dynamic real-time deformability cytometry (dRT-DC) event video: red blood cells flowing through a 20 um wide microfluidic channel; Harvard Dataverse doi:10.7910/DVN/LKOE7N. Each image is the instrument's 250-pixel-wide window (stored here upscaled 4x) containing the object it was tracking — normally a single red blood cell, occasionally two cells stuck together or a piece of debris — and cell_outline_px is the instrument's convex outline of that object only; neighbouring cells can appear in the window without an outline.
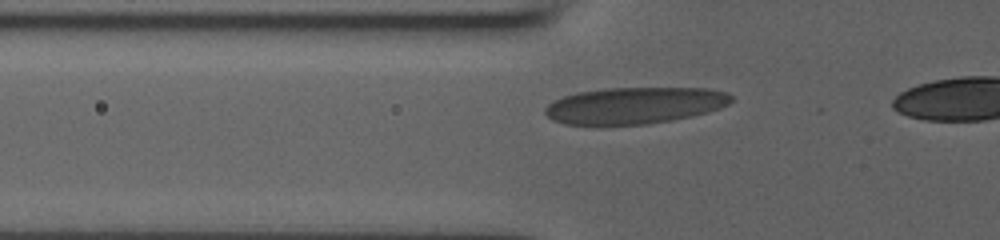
{"species": "human", "species_latin": "Homo sapiens", "temperature_condition": "room temperature", "stored_images_in_passage": 33, "camera_frame_rate_fps": 3000, "um_per_image_px": 0.085, "donor": {"sex": "male"}, "frame": {"image": 1, "passage_image": 7, "time_ms": 2.0, "image_size_px": [1000, 240], "cell_outline_px": [[732, 100], [728, 104], [720, 108], [708, 112], [672, 120], [648, 124], [564, 124], [552, 120], [544, 112], [544, 108], [552, 100], [576, 92], [604, 88], [708, 88], [728, 92], [732, 96]], "centroid_in_image_um": [53.94, 8.95], "position_along_channel_um": 71.9, "area_um2": 39.77}}
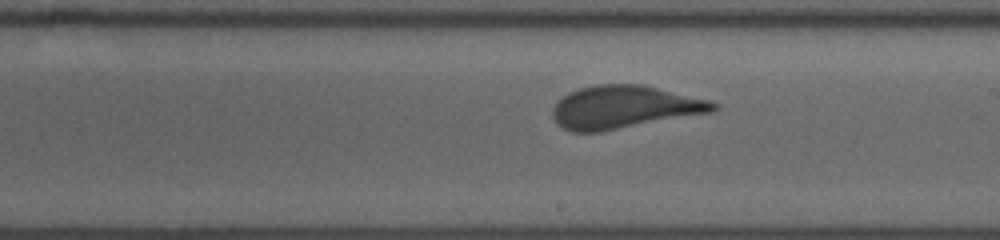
{"frame": {"image": 2, "passage_image": 19, "time_ms": 6.0, "image_size_px": [1000, 240], "cell_outline_px": [[720, 108], [716, 112], [600, 132], [572, 132], [556, 124], [552, 116], [552, 108], [556, 100], [568, 92], [580, 88], [596, 84], [644, 84], [708, 100], [720, 104]], "centroid_in_image_um": [53.07, 9.11], "position_along_channel_um": 235.9, "area_um2": 40.81}}
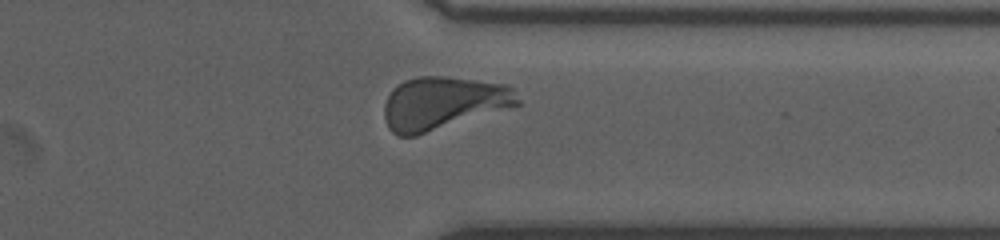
{"frame": {"image": 3, "passage_image": 29, "time_ms": 9.333, "image_size_px": [1000, 240], "cell_outline_px": [[520, 104], [516, 108], [416, 136], [396, 136], [388, 128], [384, 116], [384, 104], [392, 88], [396, 84], [404, 80], [416, 76], [448, 76], [508, 84], [512, 88], [520, 100]], "centroid_in_image_um": [37.71, 8.77], "position_along_channel_um": 373.7, "area_um2": 42.31}}